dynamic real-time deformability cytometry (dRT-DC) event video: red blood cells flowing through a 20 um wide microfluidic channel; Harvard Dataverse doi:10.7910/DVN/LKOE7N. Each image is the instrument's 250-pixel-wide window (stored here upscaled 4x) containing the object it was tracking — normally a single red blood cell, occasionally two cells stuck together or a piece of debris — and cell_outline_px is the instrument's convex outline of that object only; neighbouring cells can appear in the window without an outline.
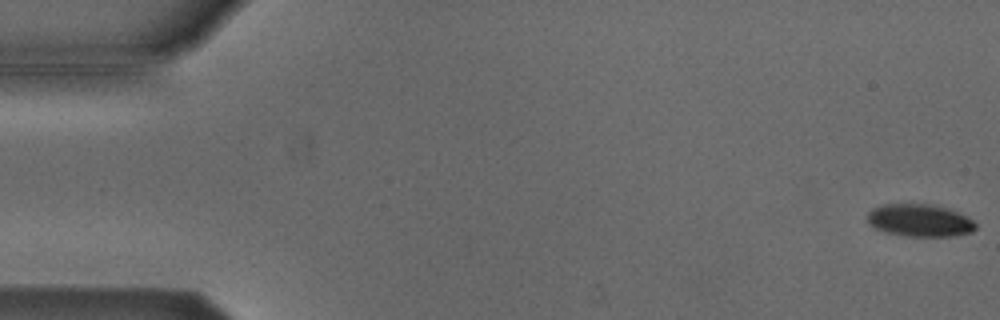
{"species": "Egyptian fruit bat (a non-hibernating species)", "species_latin": "Rousettus aegyptiacus", "temperature_condition": "cold", "stored_images_in_passage": 54, "camera_frame_rate_fps": 3000, "um_per_image_px": 0.085, "animal": {"sex": "male"}, "frame": {"image": 1, "passage_image": 1, "time_ms": 0.0, "image_size_px": [1000, 320], "cell_outline_px": [[976, 228], [972, 232], [952, 236], [904, 236], [888, 232], [876, 228], [868, 224], [868, 212], [872, 208], [880, 204], [936, 204], [960, 212], [968, 216], [976, 224]], "centroid_in_image_um": [78.2, 18.72], "position_along_channel_um": 6.8, "area_um2": 20.69}}
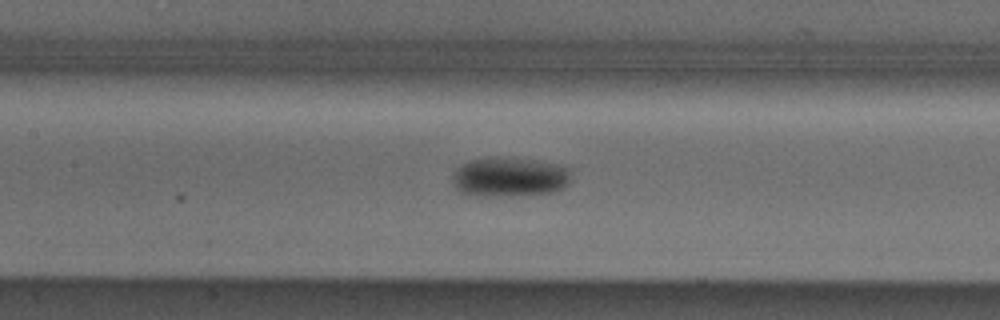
{"frame": {"image": 2, "passage_image": 25, "time_ms": 8.0, "image_size_px": [1000, 320], "cell_outline_px": [[568, 184], [564, 188], [552, 192], [488, 196], [468, 196], [460, 192], [456, 188], [452, 180], [452, 176], [456, 168], [460, 164], [472, 160], [488, 156], [536, 160], [556, 164], [568, 168]], "centroid_in_image_um": [43.23, 15.03], "position_along_channel_um": 164.2, "area_um2": 27.22}}
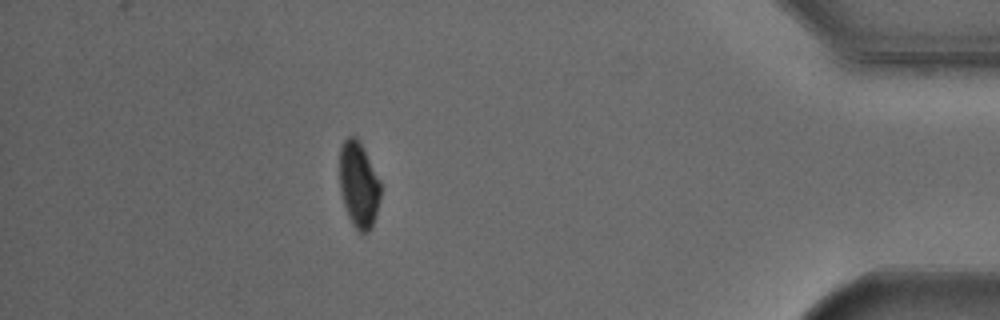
{"frame": {"image": 3, "passage_image": 48, "time_ms": 15.667, "image_size_px": [1000, 320], "cell_outline_px": [[380, 200], [372, 228], [368, 232], [360, 232], [352, 224], [348, 216], [340, 192], [340, 148], [344, 140], [348, 136], [356, 136], [360, 140], [380, 180]], "centroid_in_image_um": [30.49, 15.68], "position_along_channel_um": 404.7, "area_um2": 20.63}, "authors_computed_cell_mechanics": {"area_um2": 22.8021, "velocity_mm_per_s": 3.8044, "shape_relaxation_time_tau1_ms": 4.2053, "shape_relaxation_time_tau2_ms": null, "deformation_change_tau1": 0.1106, "deformation_change_tau2": null}}